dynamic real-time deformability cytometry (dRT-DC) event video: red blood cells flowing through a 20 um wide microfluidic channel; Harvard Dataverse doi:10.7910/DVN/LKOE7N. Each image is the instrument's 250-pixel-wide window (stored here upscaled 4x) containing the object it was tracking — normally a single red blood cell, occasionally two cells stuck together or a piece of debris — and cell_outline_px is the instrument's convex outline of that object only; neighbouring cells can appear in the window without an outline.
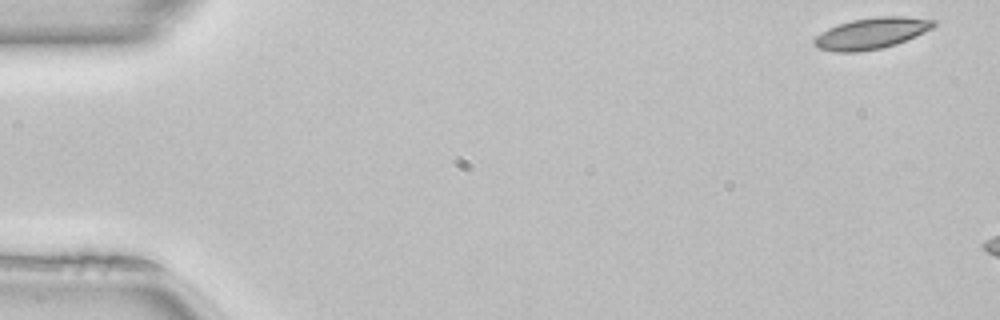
{"species": "common noctule bat (a hibernating species)", "species_latin": "Nyctalus noctula", "temperature_condition": "room temperature", "stored_images_in_passage": 9, "camera_frame_rate_fps": 3000, "um_per_image_px": 0.085, "animal": {"sex": "female", "body_mass_g": 22.7, "forearm_length_mm": 54.2}, "frame": {"image": 1, "passage_image": 1, "time_ms": 0.0, "image_size_px": [1000, 320], "cell_outline_px": [[936, 24], [932, 28], [916, 36], [896, 44], [880, 48], [860, 52], [836, 52], [816, 48], [812, 44], [812, 40], [816, 36], [828, 28], [852, 20], [876, 16], [904, 16], [936, 20]], "centroid_in_image_um": [74.05, 2.83], "position_along_channel_um": 11.0, "area_um2": 21.79}}